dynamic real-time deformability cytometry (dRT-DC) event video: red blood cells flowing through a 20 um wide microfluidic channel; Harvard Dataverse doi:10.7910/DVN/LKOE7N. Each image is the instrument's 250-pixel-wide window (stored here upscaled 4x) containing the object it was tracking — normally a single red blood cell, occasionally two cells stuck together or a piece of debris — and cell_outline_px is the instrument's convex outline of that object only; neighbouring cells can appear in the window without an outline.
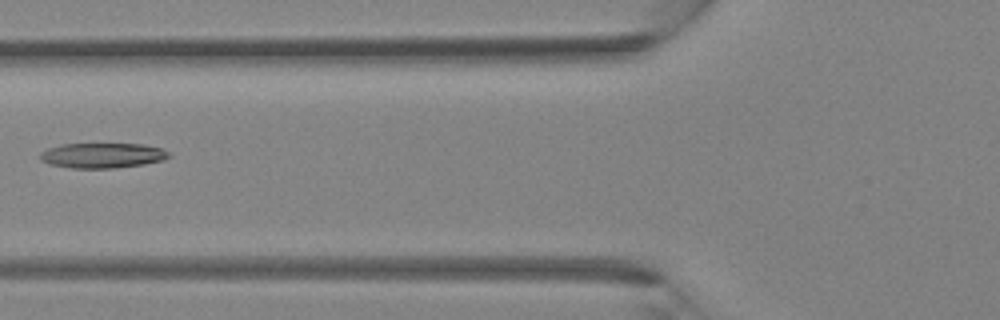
{"species": "Egyptian fruit bat (a non-hibernating species)", "species_latin": "Rousettus aegyptiacus", "temperature_condition": "room temperature", "stored_images_in_passage": 5, "camera_frame_rate_fps": 3000, "um_per_image_px": 0.085, "animal": {"sex": "female"}, "frame": {"image": 1, "passage_image": 5, "time_ms": 4.667, "image_size_px": [1000, 320], "cell_outline_px": [[172, 156], [164, 160], [144, 164], [112, 168], [72, 168], [48, 164], [40, 160], [40, 152], [48, 148], [60, 144], [144, 144], [164, 148]], "centroid_in_image_um": [8.72, 13.21], "position_along_channel_um": 117.1, "area_um2": 19.02}}